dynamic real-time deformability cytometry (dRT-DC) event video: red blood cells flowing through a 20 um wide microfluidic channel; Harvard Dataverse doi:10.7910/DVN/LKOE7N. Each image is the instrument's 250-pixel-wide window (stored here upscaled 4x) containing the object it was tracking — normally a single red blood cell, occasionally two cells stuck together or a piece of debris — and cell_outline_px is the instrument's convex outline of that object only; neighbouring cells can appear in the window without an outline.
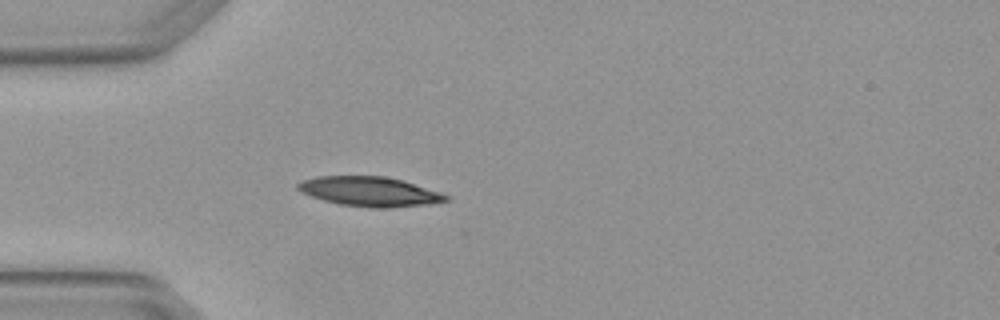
{"species": "Egyptian fruit bat (a non-hibernating species)", "species_latin": "Rousettus aegyptiacus", "temperature_condition": "warm", "stored_images_in_passage": 3, "camera_frame_rate_fps": 3000, "um_per_image_px": 0.085, "animal": {"sex": "female"}, "frame": {"image": 1, "passage_image": 3, "time_ms": 0.667, "image_size_px": [1000, 320], "cell_outline_px": [[448, 200], [428, 204], [388, 208], [372, 208], [340, 204], [324, 200], [300, 192], [296, 188], [296, 184], [304, 180], [316, 176], [384, 176], [404, 180], [440, 192], [448, 196]], "centroid_in_image_um": [31.41, 16.27], "position_along_channel_um": 53.6, "area_um2": 25.49}}